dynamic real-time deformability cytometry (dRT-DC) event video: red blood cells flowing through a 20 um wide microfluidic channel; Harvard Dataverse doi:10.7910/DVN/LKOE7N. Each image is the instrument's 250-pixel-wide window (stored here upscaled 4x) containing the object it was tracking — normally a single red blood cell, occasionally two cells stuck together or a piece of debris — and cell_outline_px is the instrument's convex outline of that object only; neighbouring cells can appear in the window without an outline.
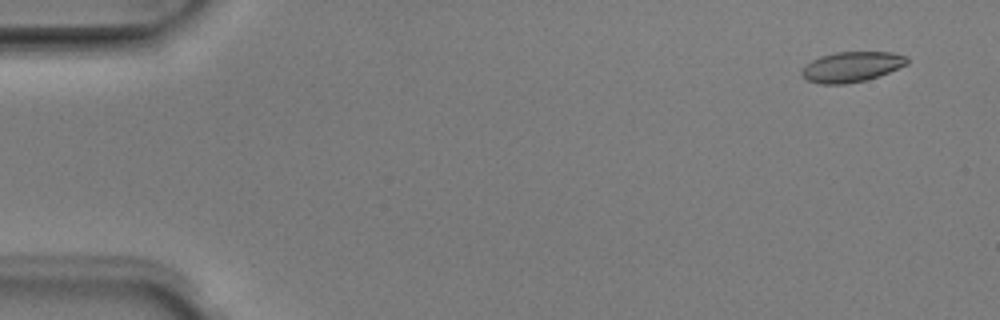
{"species": "Egyptian fruit bat (a non-hibernating species)", "species_latin": "Rousettus aegyptiacus", "temperature_condition": "room temperature", "stored_images_in_passage": 52, "camera_frame_rate_fps": 3000, "um_per_image_px": 0.085, "animal": {"sex": "male"}, "frame": {"image": 1, "passage_image": 4, "time_ms": 1.0, "image_size_px": [1000, 320], "cell_outline_px": [[908, 64], [888, 72], [864, 80], [844, 84], [820, 84], [808, 80], [800, 72], [812, 60], [820, 56], [836, 52], [892, 52], [908, 56]], "centroid_in_image_um": [72.41, 5.66], "position_along_channel_um": 12.6, "area_um2": 18.32}}
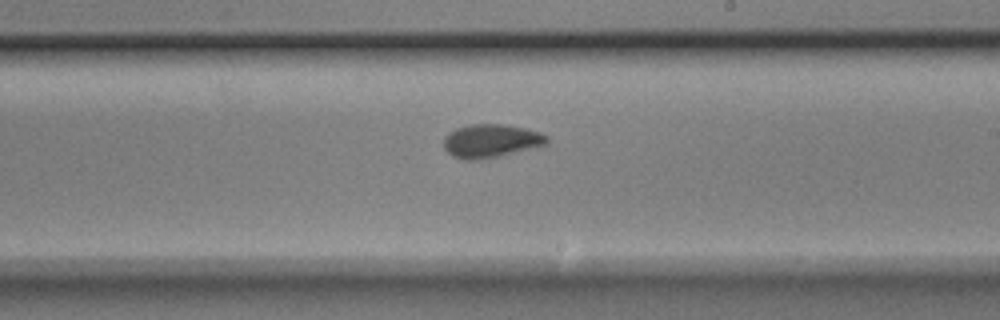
{"frame": {"image": 2, "passage_image": 31, "time_ms": 10.0, "image_size_px": [1000, 320], "cell_outline_px": [[548, 144], [480, 160], [464, 160], [452, 156], [444, 148], [444, 136], [448, 132], [456, 128], [472, 124], [504, 124], [524, 128], [540, 132], [548, 136]], "centroid_in_image_um": [41.7, 11.97], "position_along_channel_um": 247.3, "area_um2": 20.06}}
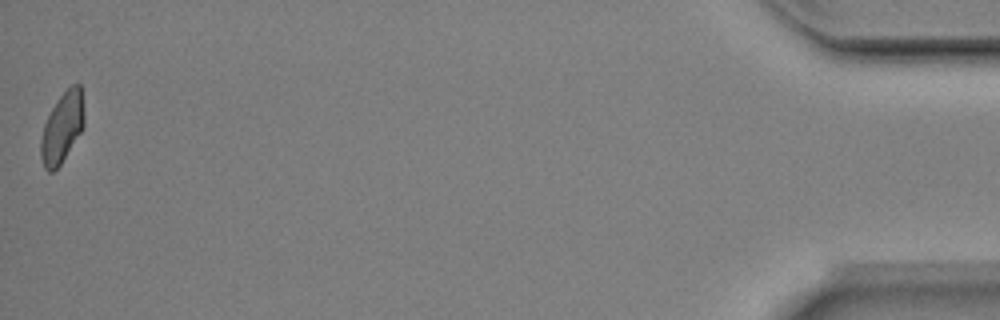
{"frame": {"image": 3, "passage_image": 52, "time_ms": 17.0, "image_size_px": [1000, 320], "cell_outline_px": [[84, 128], [60, 164], [52, 172], [48, 172], [44, 168], [40, 156], [40, 140], [44, 124], [52, 108], [60, 96], [72, 84], [80, 84], [84, 112]], "centroid_in_image_um": [5.28, 10.86], "position_along_channel_um": 429.9, "area_um2": 17.69}, "authors_computed_cell_mechanics": {"area_um2": 18.785, "velocity_mm_per_s": 3.9599, "shape_relaxation_time_tau1_ms": 3.2613, "shape_relaxation_time_tau2_ms": 1.1782, "deformation_change_tau1": 0.1329, "deformation_change_tau2": 0.0589}}